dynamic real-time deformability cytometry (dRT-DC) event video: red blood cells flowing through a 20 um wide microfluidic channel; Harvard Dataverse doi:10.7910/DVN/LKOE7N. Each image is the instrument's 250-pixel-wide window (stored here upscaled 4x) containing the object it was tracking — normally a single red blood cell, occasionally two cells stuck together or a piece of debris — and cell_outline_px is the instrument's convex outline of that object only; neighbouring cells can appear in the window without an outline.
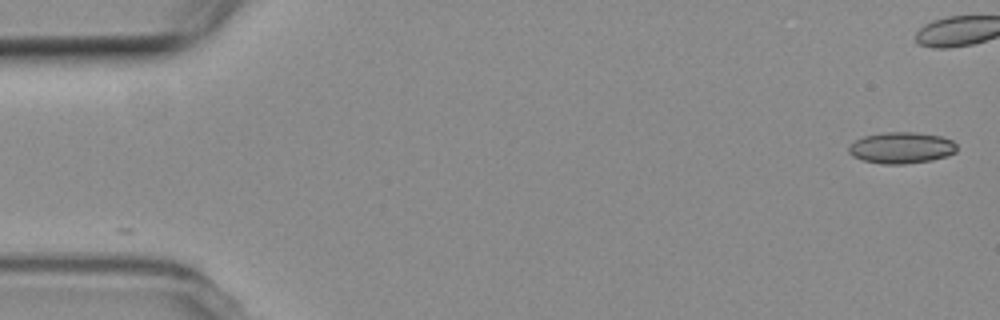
{"species": "common noctule bat (a hibernating species)", "species_latin": "Nyctalus noctula", "temperature_condition": "room temperature", "stored_images_in_passage": 42, "camera_frame_rate_fps": 3000, "um_per_image_px": 0.085, "animal": {"sex": "female", "body_mass_g": 19.3, "forearm_length_mm": 54.1}, "frame": {"image": 1, "passage_image": 1, "time_ms": 0.0, "image_size_px": [1000, 320], "cell_outline_px": [[956, 152], [932, 160], [904, 164], [884, 164], [864, 160], [852, 156], [848, 152], [848, 148], [856, 140], [864, 136], [884, 132], [916, 132], [940, 136], [952, 140], [956, 144]], "centroid_in_image_um": [76.62, 12.55], "position_along_channel_um": 8.4, "area_um2": 19.59}}
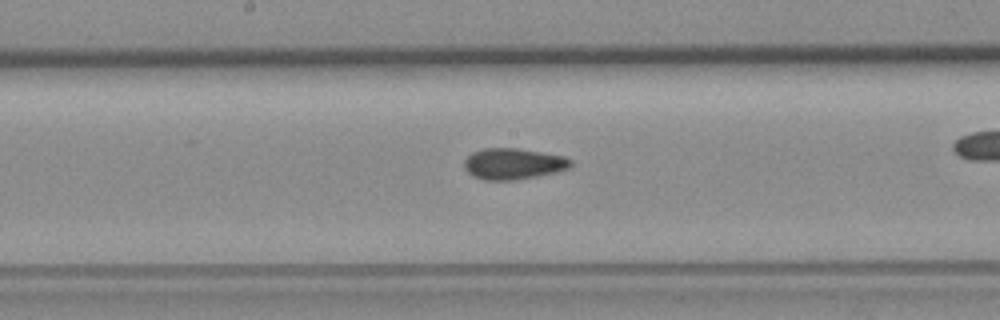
{"frame": {"image": 2, "passage_image": 27, "time_ms": 8.667, "image_size_px": [1000, 320], "cell_outline_px": [[572, 168], [556, 172], [516, 180], [484, 180], [472, 176], [464, 168], [464, 160], [472, 152], [484, 148], [516, 148], [564, 156], [572, 160]], "centroid_in_image_um": [43.63, 13.93], "position_along_channel_um": 204.6, "area_um2": 19.42}}
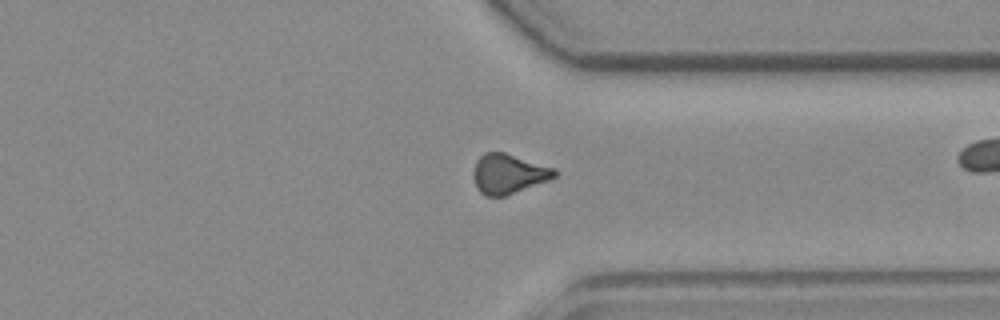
{"frame": {"image": 3, "passage_image": 40, "time_ms": 13.0, "image_size_px": [1000, 320], "cell_outline_px": [[560, 172], [556, 176], [548, 180], [504, 196], [484, 196], [480, 192], [472, 176], [472, 172], [476, 160], [484, 152], [504, 152], [556, 168]], "centroid_in_image_um": [43.22, 14.76], "position_along_channel_um": 368.2, "area_um2": 18.84}}